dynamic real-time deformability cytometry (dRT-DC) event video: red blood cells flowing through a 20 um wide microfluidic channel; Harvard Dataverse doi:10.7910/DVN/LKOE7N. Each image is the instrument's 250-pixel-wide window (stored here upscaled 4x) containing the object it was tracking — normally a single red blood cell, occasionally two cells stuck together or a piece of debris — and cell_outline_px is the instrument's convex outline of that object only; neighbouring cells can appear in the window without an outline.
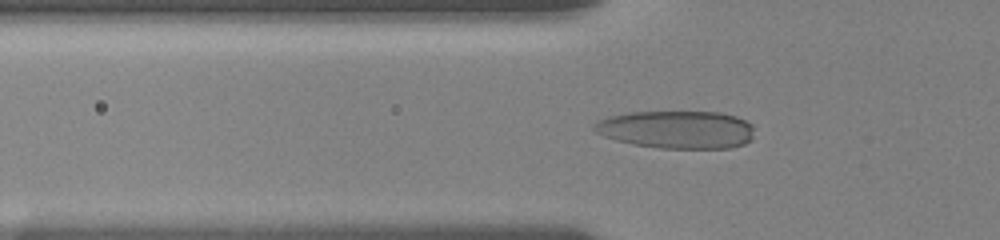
{"species": "human", "species_latin": "Homo sapiens", "temperature_condition": "room temperature", "stored_images_in_passage": 26, "camera_frame_rate_fps": 3000, "um_per_image_px": 0.085, "donor": {"sex": "female"}, "frame": {"image": 1, "passage_image": 22, "time_ms": 6.0, "image_size_px": [1000, 240], "cell_outline_px": [[752, 140], [744, 144], [732, 148], [660, 148], [632, 144], [616, 140], [604, 136], [596, 132], [592, 128], [596, 120], [608, 116], [628, 112], [720, 112], [736, 116], [752, 124]], "centroid_in_image_um": [57.5, 11.01], "position_along_channel_um": 68.3, "area_um2": 35.49}}
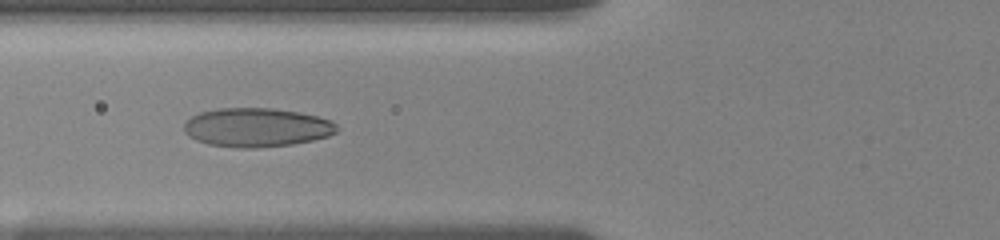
{"frame": {"image": 2, "passage_image": 25, "time_ms": 7.0, "image_size_px": [1000, 240], "cell_outline_px": [[340, 128], [336, 132], [328, 136], [312, 140], [292, 144], [256, 148], [236, 148], [208, 144], [196, 140], [188, 136], [184, 132], [184, 124], [192, 116], [200, 112], [216, 108], [272, 108], [300, 112], [332, 120]], "centroid_in_image_um": [21.82, 10.83], "position_along_channel_um": 104.0, "area_um2": 34.85}}